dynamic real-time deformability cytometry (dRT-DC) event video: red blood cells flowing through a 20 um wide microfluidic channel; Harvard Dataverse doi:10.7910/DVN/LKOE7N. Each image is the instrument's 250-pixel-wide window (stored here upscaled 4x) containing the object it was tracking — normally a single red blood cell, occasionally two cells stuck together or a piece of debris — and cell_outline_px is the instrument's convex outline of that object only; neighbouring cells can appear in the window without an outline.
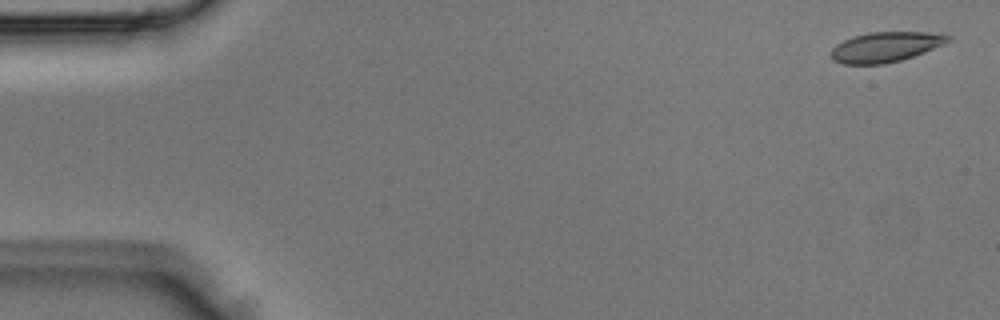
{"species": "Egyptian fruit bat (a non-hibernating species)", "species_latin": "Rousettus aegyptiacus", "temperature_condition": "room temperature", "stored_images_in_passage": 3, "camera_frame_rate_fps": 3000, "um_per_image_px": 0.085, "animal": {"sex": "male"}, "frame": {"image": 1, "passage_image": 1, "time_ms": 0.0, "image_size_px": [1000, 320], "cell_outline_px": [[952, 40], [944, 44], [924, 52], [900, 60], [884, 64], [844, 64], [832, 60], [832, 48], [836, 44], [852, 36], [868, 32], [940, 32], [952, 36]], "centroid_in_image_um": [75.31, 3.97], "position_along_channel_um": 9.7, "area_um2": 20.63}}
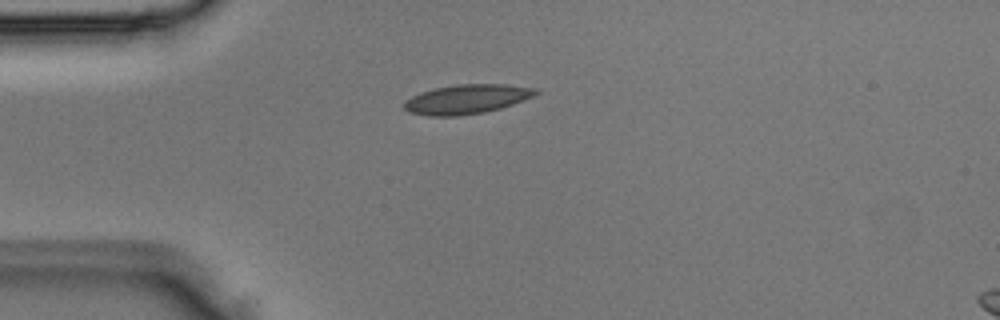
{"frame": {"image": 2, "passage_image": 3, "time_ms": 0.667, "image_size_px": [1000, 320], "cell_outline_px": [[540, 92], [524, 100], [500, 108], [484, 112], [456, 116], [428, 116], [408, 112], [404, 108], [404, 100], [420, 92], [436, 88], [456, 84], [504, 84], [536, 88]], "centroid_in_image_um": [39.65, 8.43], "position_along_channel_um": 45.4, "area_um2": 22.48}}